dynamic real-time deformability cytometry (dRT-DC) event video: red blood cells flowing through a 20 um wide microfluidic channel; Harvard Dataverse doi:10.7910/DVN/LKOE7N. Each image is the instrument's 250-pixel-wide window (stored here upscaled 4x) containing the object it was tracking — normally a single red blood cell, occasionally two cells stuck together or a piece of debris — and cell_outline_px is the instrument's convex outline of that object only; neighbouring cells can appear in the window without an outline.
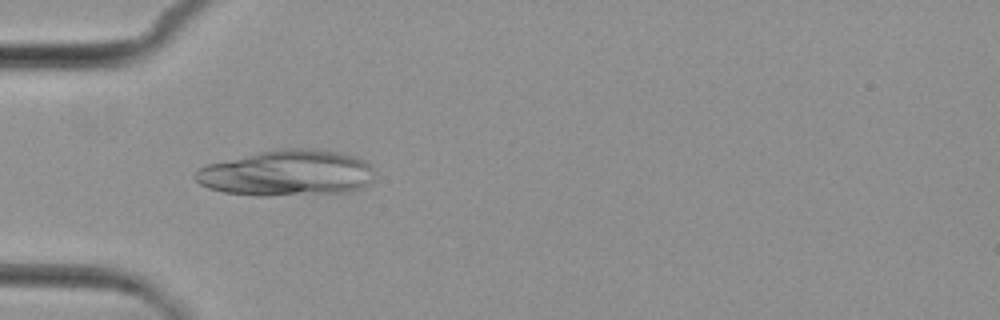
{"species": "common noctule bat (a hibernating species)", "species_latin": "Nyctalus noctula", "temperature_condition": "cold", "stored_images_in_passage": 6, "camera_frame_rate_fps": 3000, "um_per_image_px": 0.085, "animal": {"sex": "female", "body_mass_g": 29.2, "forearm_length_mm": 56.3}, "frame": {"image": 1, "passage_image": 5, "time_ms": 4.667, "image_size_px": [1000, 320], "cell_outline_px": [[372, 180], [368, 184], [352, 192], [264, 196], [256, 196], [224, 192], [208, 188], [200, 184], [192, 176], [200, 168], [208, 164], [260, 152], [280, 148], [304, 148], [344, 152], [356, 156], [364, 160], [372, 168]], "centroid_in_image_um": [24.41, 14.71], "position_along_channel_um": 60.6, "area_um2": 48.09}}